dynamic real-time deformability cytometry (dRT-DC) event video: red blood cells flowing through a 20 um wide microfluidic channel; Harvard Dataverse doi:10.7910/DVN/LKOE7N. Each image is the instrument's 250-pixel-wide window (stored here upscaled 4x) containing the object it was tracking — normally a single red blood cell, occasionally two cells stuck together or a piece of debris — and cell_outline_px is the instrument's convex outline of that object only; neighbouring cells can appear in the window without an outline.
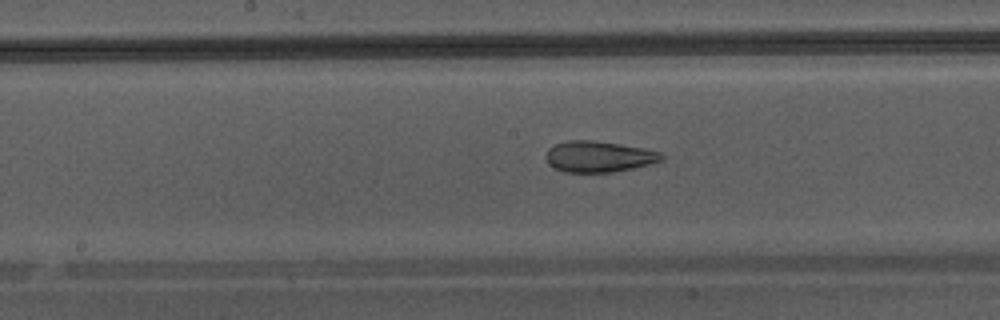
{"species": "Egyptian fruit bat (a non-hibernating species)", "species_latin": "Rousettus aegyptiacus", "temperature_condition": "warm", "stored_images_in_passage": 31, "camera_frame_rate_fps": 3000, "um_per_image_px": 0.085, "animal": {"sex": "male"}, "frame": {"image": 1, "passage_image": 14, "time_ms": 4.333, "image_size_px": [1000, 320], "cell_outline_px": [[664, 160], [632, 168], [612, 172], [564, 172], [548, 164], [544, 156], [548, 148], [556, 144], [568, 140], [592, 140], [620, 144], [644, 148], [660, 152], [664, 156]], "centroid_in_image_um": [50.87, 13.3], "position_along_channel_um": 197.3, "area_um2": 20.92}}
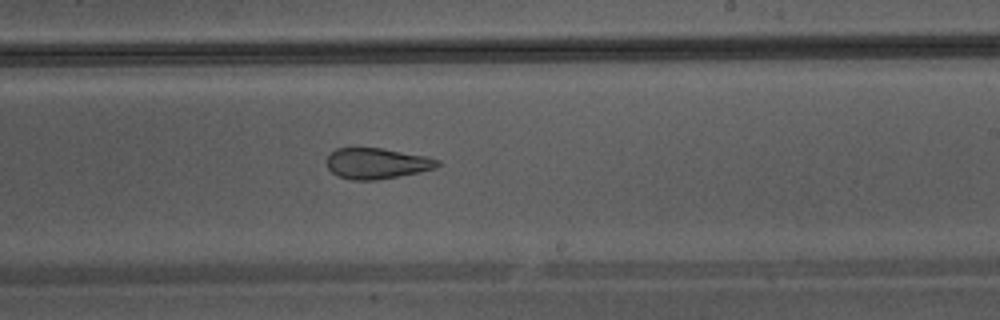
{"frame": {"image": 2, "passage_image": 18, "time_ms": 5.667, "image_size_px": [1000, 320], "cell_outline_px": [[440, 164], [436, 168], [420, 172], [376, 180], [352, 180], [336, 176], [328, 168], [328, 156], [336, 148], [384, 148], [428, 156], [440, 160]], "centroid_in_image_um": [32.07, 13.89], "position_along_channel_um": 256.9, "area_um2": 20.0}}